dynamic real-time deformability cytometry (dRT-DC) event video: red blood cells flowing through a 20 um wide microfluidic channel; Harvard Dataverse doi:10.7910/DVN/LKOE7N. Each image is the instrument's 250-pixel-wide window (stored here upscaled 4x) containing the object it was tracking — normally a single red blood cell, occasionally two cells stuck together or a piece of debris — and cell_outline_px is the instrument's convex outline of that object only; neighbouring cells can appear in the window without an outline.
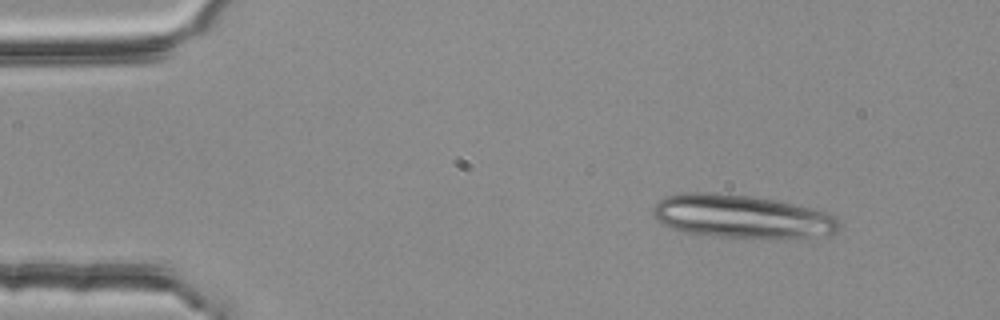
{"species": "common noctule bat (a hibernating species)", "species_latin": "Nyctalus noctula", "temperature_condition": "room temperature", "stored_images_in_passage": 2, "camera_frame_rate_fps": 3000, "um_per_image_px": 0.085, "animal": {"sex": "female", "body_mass_g": 25.1}, "frame": {"image": 1, "passage_image": 1, "time_ms": 0.0, "image_size_px": [1000, 320], "cell_outline_px": [[840, 228], [836, 232], [812, 236], [768, 240], [716, 236], [684, 232], [672, 228], [656, 220], [652, 212], [652, 208], [660, 200], [668, 196], [684, 192], [708, 192], [752, 196], [776, 200], [824, 212], [836, 216], [840, 224]], "centroid_in_image_um": [63.03, 18.42], "position_along_channel_um": 22.0, "area_um2": 47.16}}